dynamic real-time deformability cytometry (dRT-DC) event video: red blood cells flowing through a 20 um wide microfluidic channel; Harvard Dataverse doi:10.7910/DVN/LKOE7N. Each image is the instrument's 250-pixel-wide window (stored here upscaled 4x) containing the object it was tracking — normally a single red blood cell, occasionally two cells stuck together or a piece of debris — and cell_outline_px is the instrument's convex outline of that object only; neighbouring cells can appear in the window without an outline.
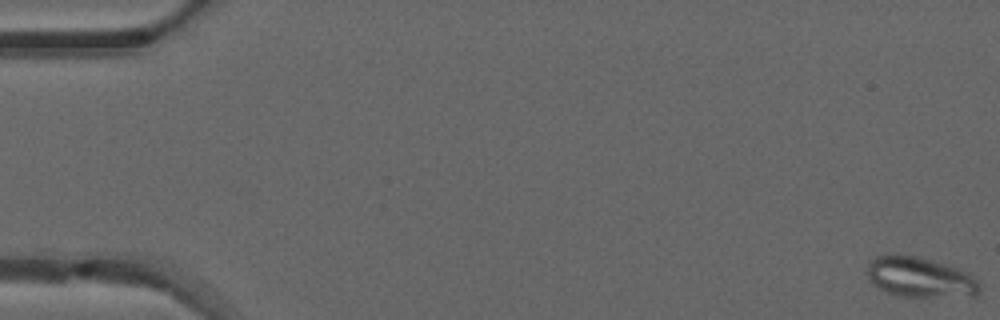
{"species": "common noctule bat (a hibernating species)", "species_latin": "Nyctalus noctula", "temperature_condition": "warm", "stored_images_in_passage": 51, "camera_frame_rate_fps": 3000, "um_per_image_px": 0.085, "animal": {"sex": "male", "forearm_length_mm": 52.5}, "frame": {"image": 1, "passage_image": 1, "time_ms": 0.0, "image_size_px": [1000, 320], "cell_outline_px": [[980, 292], [976, 296], [900, 296], [884, 292], [872, 284], [868, 280], [868, 264], [876, 256], [916, 256], [932, 260], [968, 272], [980, 284]], "centroid_in_image_um": [78.21, 23.59], "position_along_channel_um": 6.8, "area_um2": 26.01}}
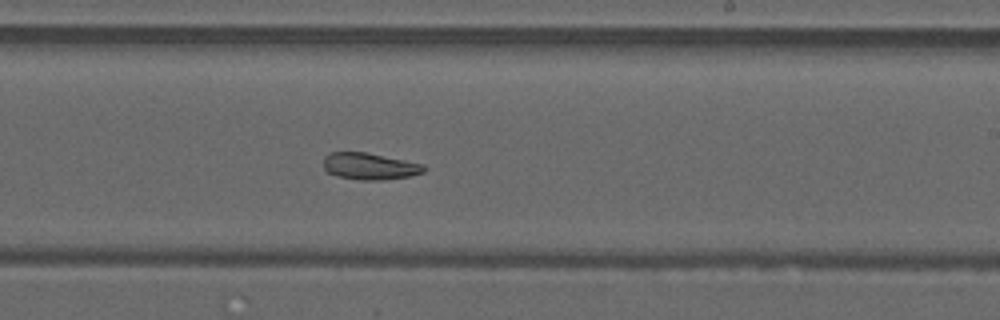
{"frame": {"image": 2, "passage_image": 31, "time_ms": 10.0, "image_size_px": [1000, 320], "cell_outline_px": [[424, 172], [408, 176], [380, 180], [360, 180], [340, 176], [324, 172], [324, 156], [328, 152], [364, 152], [424, 164]], "centroid_in_image_um": [31.37, 14.13], "position_along_channel_um": 257.6, "area_um2": 15.49}}
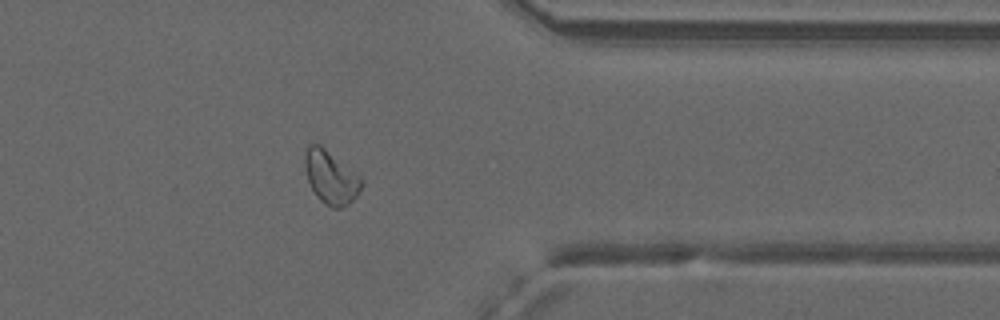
{"frame": {"image": 3, "passage_image": 41, "time_ms": 13.333, "image_size_px": [1000, 320], "cell_outline_px": [[364, 184], [356, 196], [348, 204], [340, 208], [332, 208], [324, 204], [320, 200], [312, 188], [308, 180], [304, 168], [304, 152], [308, 144], [320, 144], [360, 176], [364, 180]], "centroid_in_image_um": [28.11, 15.06], "position_along_channel_um": 383.3, "area_um2": 17.63}, "authors_computed_cell_mechanics": {"area_um2": 19.7676, "velocity_mm_per_s": 4.1061, "shape_relaxation_time_tau1_ms": null, "shape_relaxation_time_tau2_ms": 4.2532, "deformation_change_tau1": null, "deformation_change_tau2": 0.1151}}